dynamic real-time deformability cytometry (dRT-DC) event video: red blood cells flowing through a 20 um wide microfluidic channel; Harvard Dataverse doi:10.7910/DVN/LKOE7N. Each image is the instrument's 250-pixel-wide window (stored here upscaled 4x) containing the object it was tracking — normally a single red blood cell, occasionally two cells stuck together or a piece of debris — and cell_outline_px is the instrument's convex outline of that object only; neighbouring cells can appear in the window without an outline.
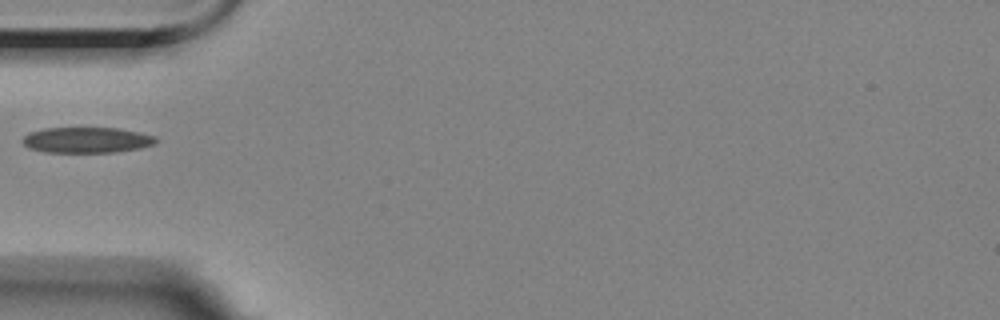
{"species": "Egyptian fruit bat (a non-hibernating species)", "species_latin": "Rousettus aegyptiacus", "temperature_condition": "room temperature", "stored_images_in_passage": 1, "camera_frame_rate_fps": 3000, "um_per_image_px": 0.085, "animal": {"sex": "female"}, "frame": {"image": 1, "passage_image": 1, "time_ms": 0.0, "image_size_px": [1000, 320], "cell_outline_px": [[156, 140], [152, 144], [140, 148], [116, 152], [44, 152], [28, 148], [20, 140], [28, 132], [44, 128], [120, 128], [140, 132], [156, 136]], "centroid_in_image_um": [7.33, 11.9], "position_along_channel_um": 77.7, "area_um2": 20.06}}